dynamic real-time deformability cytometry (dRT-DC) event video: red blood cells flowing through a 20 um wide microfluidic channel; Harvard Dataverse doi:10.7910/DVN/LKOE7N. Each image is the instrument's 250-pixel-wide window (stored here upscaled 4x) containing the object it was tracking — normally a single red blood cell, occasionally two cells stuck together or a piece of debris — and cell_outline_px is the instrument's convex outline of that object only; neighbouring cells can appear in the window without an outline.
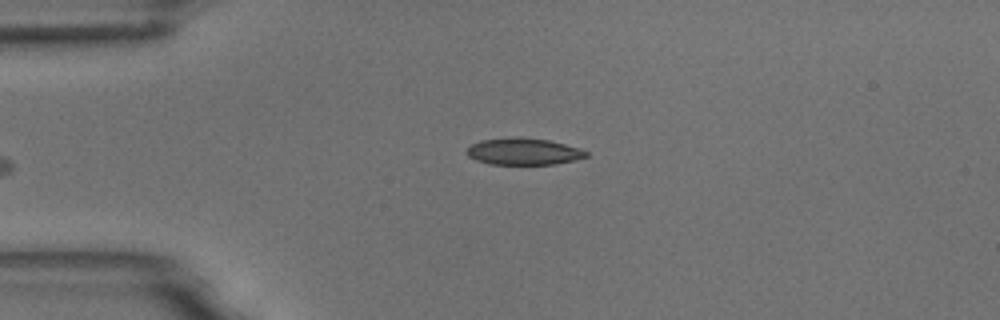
{"species": "common noctule bat (a hibernating species)", "species_latin": "Nyctalus noctula", "temperature_condition": "room temperature", "stored_images_in_passage": 6, "camera_frame_rate_fps": 3000, "um_per_image_px": 0.085, "animal": {"sex": "male", "body_mass_g": 18.8}, "frame": {"image": 1, "passage_image": 6, "time_ms": 5.667, "image_size_px": [1000, 320], "cell_outline_px": [[588, 156], [576, 160], [552, 164], [492, 164], [476, 160], [468, 156], [468, 148], [472, 144], [480, 140], [516, 136], [548, 140], [580, 148], [588, 152]], "centroid_in_image_um": [44.52, 12.87], "position_along_channel_um": 40.5, "area_um2": 18.55}}